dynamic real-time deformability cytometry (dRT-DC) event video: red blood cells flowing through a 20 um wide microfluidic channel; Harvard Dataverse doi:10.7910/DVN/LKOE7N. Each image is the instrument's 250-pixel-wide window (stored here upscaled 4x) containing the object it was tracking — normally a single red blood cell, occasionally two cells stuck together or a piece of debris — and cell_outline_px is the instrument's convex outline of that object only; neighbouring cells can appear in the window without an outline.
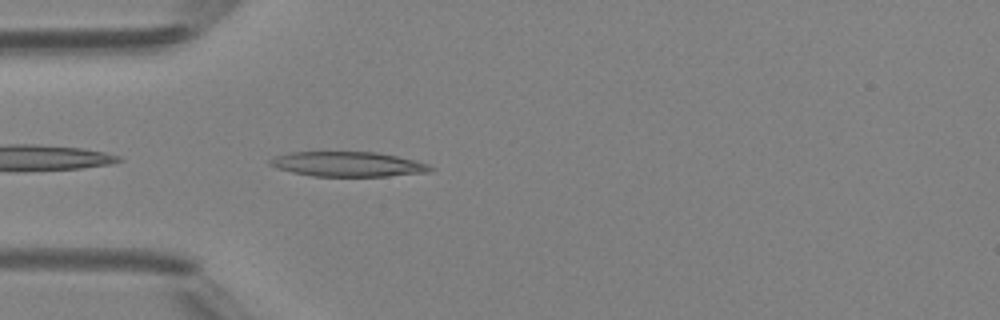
{"species": "Egyptian fruit bat (a non-hibernating species)", "species_latin": "Rousettus aegyptiacus", "temperature_condition": "room temperature", "stored_images_in_passage": 24, "camera_frame_rate_fps": 3000, "um_per_image_px": 0.085, "animal": {"sex": "female"}, "frame": {"image": 1, "passage_image": 1, "time_ms": 0.0, "image_size_px": [1000, 320], "cell_outline_px": [[436, 168], [428, 172], [388, 176], [312, 176], [292, 172], [268, 164], [268, 160], [276, 156], [292, 152], [376, 152], [416, 160], [428, 164]], "centroid_in_image_um": [29.6, 13.95], "position_along_channel_um": 55.4, "area_um2": 23.12}}
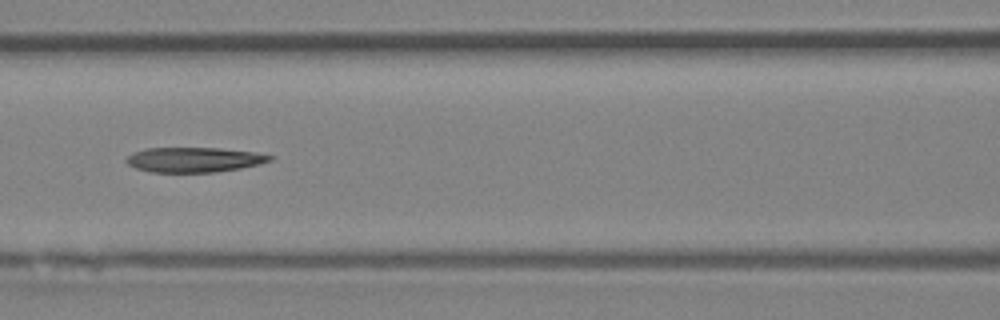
{"frame": {"image": 2, "passage_image": 8, "time_ms": 2.333, "image_size_px": [1000, 320], "cell_outline_px": [[276, 156], [272, 160], [260, 164], [240, 168], [212, 172], [152, 172], [136, 168], [128, 164], [124, 160], [128, 156], [136, 152], [148, 148], [220, 148], [256, 152]], "centroid_in_image_um": [16.55, 13.57], "position_along_channel_um": 150.1, "area_um2": 20.75}}
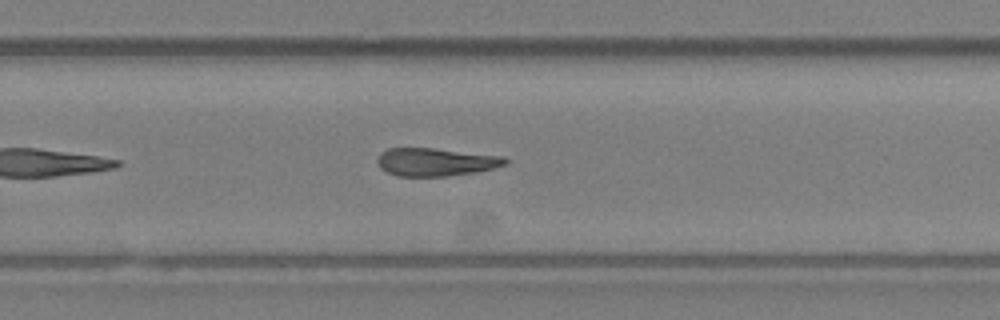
{"frame": {"image": 3, "passage_image": 18, "time_ms": 5.667, "image_size_px": [1000, 320], "cell_outline_px": [[508, 164], [492, 168], [472, 172], [444, 176], [400, 176], [388, 172], [380, 168], [376, 160], [380, 152], [388, 148], [432, 148], [504, 156], [508, 160]], "centroid_in_image_um": [37.01, 13.75], "position_along_channel_um": 292.8, "area_um2": 20.69}}